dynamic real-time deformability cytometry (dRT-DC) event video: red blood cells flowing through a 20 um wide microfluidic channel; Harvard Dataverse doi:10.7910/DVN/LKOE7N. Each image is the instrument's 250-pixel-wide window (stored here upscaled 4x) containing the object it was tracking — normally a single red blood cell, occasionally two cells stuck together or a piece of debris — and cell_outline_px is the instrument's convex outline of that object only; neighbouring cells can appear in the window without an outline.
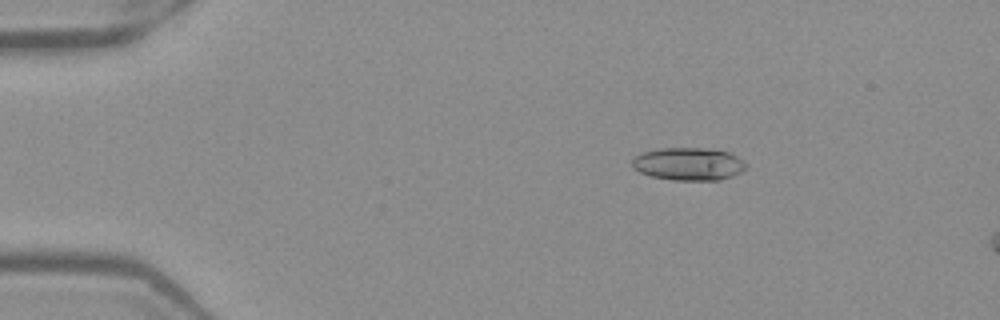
{"species": "Egyptian fruit bat (a non-hibernating species)", "species_latin": "Rousettus aegyptiacus", "temperature_condition": "warm", "stored_images_in_passage": 15, "camera_frame_rate_fps": 3000, "um_per_image_px": 0.085, "frame": {"image": 1, "passage_image": 9, "time_ms": 2.667, "image_size_px": [1000, 320], "cell_outline_px": [[748, 164], [744, 172], [720, 180], [672, 180], [652, 176], [640, 172], [632, 164], [632, 160], [640, 152], [660, 148], [704, 148], [728, 152], [736, 156]], "centroid_in_image_um": [58.56, 13.94], "position_along_channel_um": 26.4, "area_um2": 21.79}}